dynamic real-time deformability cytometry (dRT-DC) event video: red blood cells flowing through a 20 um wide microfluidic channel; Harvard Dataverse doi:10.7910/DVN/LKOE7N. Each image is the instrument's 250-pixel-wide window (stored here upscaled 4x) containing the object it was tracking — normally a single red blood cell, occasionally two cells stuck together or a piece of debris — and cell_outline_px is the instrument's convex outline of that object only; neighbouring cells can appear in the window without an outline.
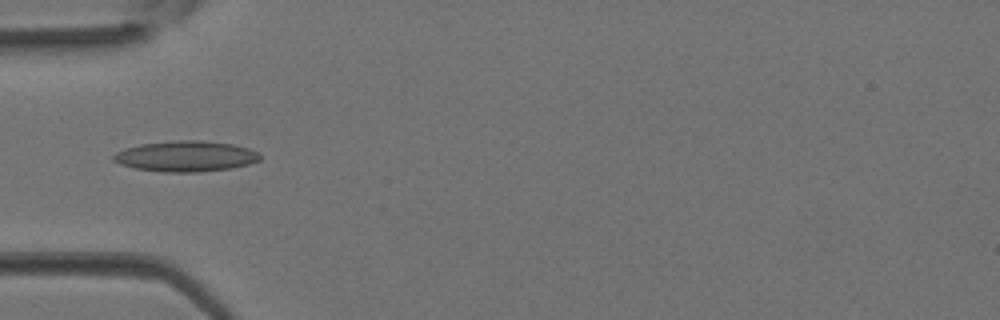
{"species": "Egyptian fruit bat (a non-hibernating species)", "species_latin": "Rousettus aegyptiacus", "temperature_condition": "room temperature", "stored_images_in_passage": 2, "camera_frame_rate_fps": 3000, "um_per_image_px": 0.085, "animal": {"sex": "female"}, "frame": {"image": 1, "passage_image": 2, "time_ms": 0.333, "image_size_px": [1000, 320], "cell_outline_px": [[260, 160], [248, 164], [232, 168], [200, 172], [164, 172], [136, 168], [120, 164], [112, 160], [112, 156], [116, 152], [124, 148], [140, 144], [176, 140], [200, 140], [232, 144], [248, 148], [260, 152]], "centroid_in_image_um": [15.79, 13.28], "position_along_channel_um": 69.2, "area_um2": 26.3}}